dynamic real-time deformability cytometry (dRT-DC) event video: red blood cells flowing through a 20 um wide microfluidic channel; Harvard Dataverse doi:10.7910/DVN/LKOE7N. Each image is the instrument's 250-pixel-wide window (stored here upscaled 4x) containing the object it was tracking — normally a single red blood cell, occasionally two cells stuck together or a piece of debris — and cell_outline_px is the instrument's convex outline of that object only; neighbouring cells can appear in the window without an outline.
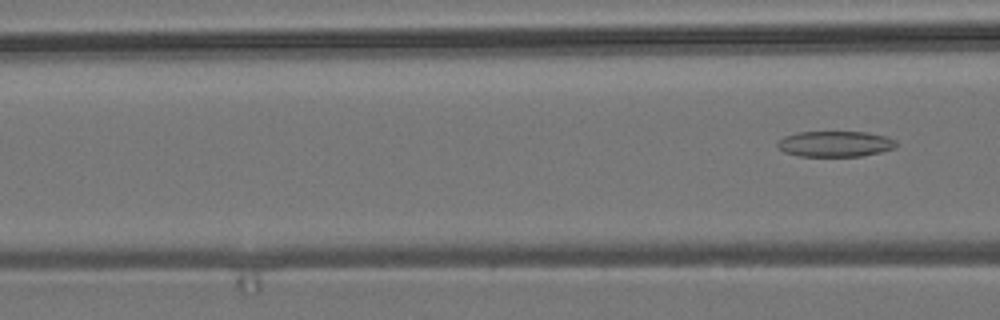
{"species": "common noctule bat (a hibernating species)", "species_latin": "Nyctalus noctula", "temperature_condition": "room temperature", "stored_images_in_passage": 6, "segment_of_instrument_passage": [2, 2], "camera_frame_rate_fps": 3000, "um_per_image_px": 0.085, "animal": {"sex": "male", "body_mass_g": 19.2, "forearm_length_mm": 51.8}, "frame": {"image": 1, "passage_image": 6, "time_ms": 7.333, "image_size_px": [1000, 320], "cell_outline_px": [[896, 148], [880, 152], [860, 156], [800, 156], [784, 152], [776, 144], [784, 136], [796, 132], [868, 132], [888, 136], [896, 140]], "centroid_in_image_um": [71.02, 12.22], "position_along_channel_um": 95.6, "area_um2": 17.86}}